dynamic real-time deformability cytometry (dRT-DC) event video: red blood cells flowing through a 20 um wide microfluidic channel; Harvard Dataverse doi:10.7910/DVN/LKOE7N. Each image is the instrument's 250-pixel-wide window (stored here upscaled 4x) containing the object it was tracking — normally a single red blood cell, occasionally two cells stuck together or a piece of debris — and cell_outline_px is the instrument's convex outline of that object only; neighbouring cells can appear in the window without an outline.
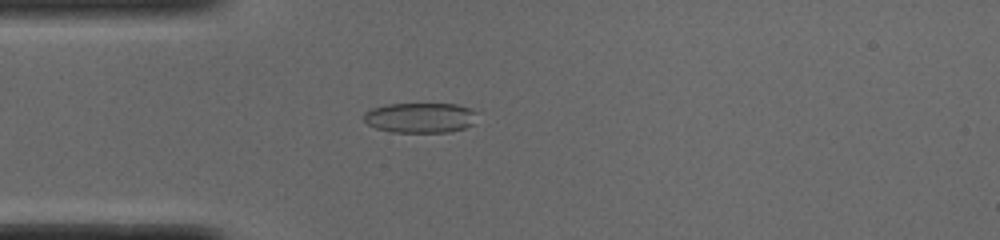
{"species": "common noctule bat (a hibernating species)", "species_latin": "Nyctalus noctula", "temperature_condition": "cold", "stored_images_in_passage": 45, "camera_frame_rate_fps": 3000, "um_per_image_px": 0.085, "animal": {"sex": "male", "body_mass_g": 19.0, "forearm_length_mm": 50.8}, "frame": {"image": 1, "passage_image": 7, "time_ms": 2.0, "image_size_px": [1000, 240], "cell_outline_px": [[476, 112], [472, 124], [464, 128], [452, 132], [392, 132], [376, 128], [368, 124], [364, 120], [364, 112], [372, 108], [388, 104], [456, 104], [468, 108]], "centroid_in_image_um": [35.69, 10.01], "position_along_channel_um": 49.3, "area_um2": 19.77}}
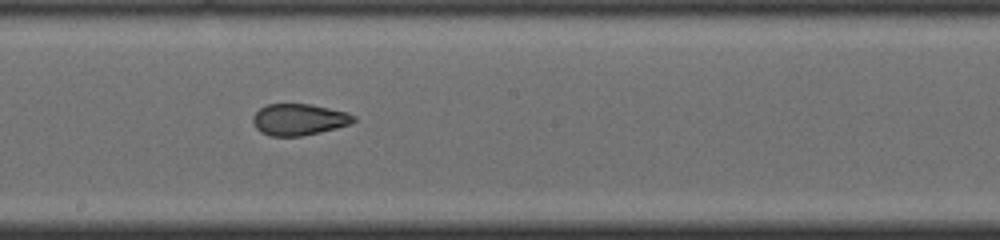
{"frame": {"image": 2, "passage_image": 21, "time_ms": 6.667, "image_size_px": [1000, 240], "cell_outline_px": [[356, 120], [352, 124], [320, 132], [300, 136], [268, 136], [260, 132], [256, 128], [252, 120], [252, 116], [260, 108], [268, 104], [308, 104], [348, 112], [356, 116]], "centroid_in_image_um": [25.41, 10.16], "position_along_channel_um": 222.8, "area_um2": 18.55}}
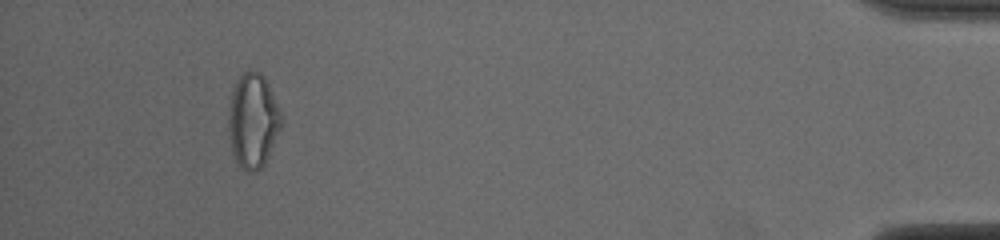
{"frame": {"image": 3, "passage_image": 41, "time_ms": 13.333, "image_size_px": [1000, 240], "cell_outline_px": [[280, 128], [268, 156], [264, 164], [256, 172], [248, 172], [236, 160], [232, 152], [228, 132], [228, 120], [232, 92], [240, 76], [244, 72], [260, 72], [264, 76], [280, 108]], "centroid_in_image_um": [21.49, 10.27], "position_along_channel_um": 413.7, "area_um2": 28.44}, "authors_computed_cell_mechanics": {"area_um2": 19.9988, "velocity_mm_per_s": 3.8911, "shape_relaxation_time_tau1_ms": null, "shape_relaxation_time_tau2_ms": 1.3989, "deformation_change_tau1": null, "deformation_change_tau2": 0.0727}}